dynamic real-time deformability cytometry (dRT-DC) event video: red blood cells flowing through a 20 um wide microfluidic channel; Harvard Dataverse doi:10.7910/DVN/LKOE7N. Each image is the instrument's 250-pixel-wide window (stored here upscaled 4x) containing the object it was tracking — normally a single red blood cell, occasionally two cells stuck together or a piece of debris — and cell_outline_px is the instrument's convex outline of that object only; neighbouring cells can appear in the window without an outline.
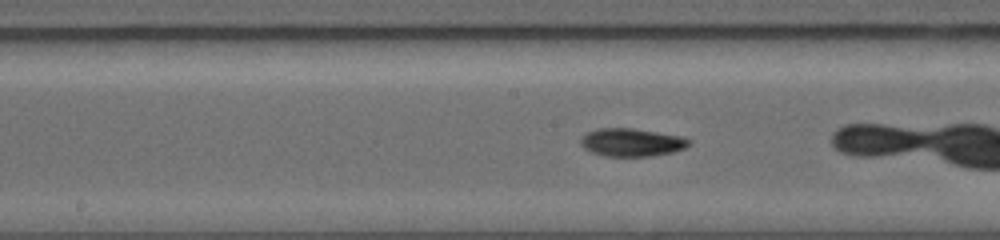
{"species": "common noctule bat (a hibernating species)", "species_latin": "Nyctalus noctula", "temperature_condition": "warm", "stored_images_in_passage": 13, "camera_frame_rate_fps": 5000, "um_per_image_px": 0.085, "animal": {"sex": "female", "body_mass_g": 19.0, "forearm_length_mm": 56.7}, "frame": {"image": 1, "passage_image": 10, "time_ms": 3.2, "image_size_px": [1000, 240], "cell_outline_px": [[692, 144], [684, 148], [672, 152], [652, 156], [604, 156], [592, 152], [584, 148], [580, 144], [580, 136], [588, 132], [600, 128], [632, 128], [684, 136], [692, 140]], "centroid_in_image_um": [53.72, 12.09], "position_along_channel_um": 194.5, "area_um2": 17.86}}